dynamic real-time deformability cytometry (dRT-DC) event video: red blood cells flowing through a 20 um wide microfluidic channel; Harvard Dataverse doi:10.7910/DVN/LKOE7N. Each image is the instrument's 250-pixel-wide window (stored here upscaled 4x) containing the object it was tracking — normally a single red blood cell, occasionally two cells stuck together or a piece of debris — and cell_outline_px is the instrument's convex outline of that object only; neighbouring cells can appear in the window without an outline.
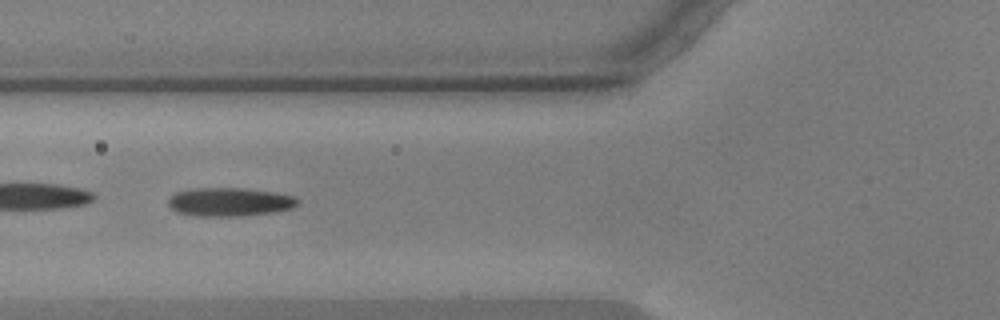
{"species": "common noctule bat (a hibernating species)", "species_latin": "Nyctalus noctula", "temperature_condition": "warm", "stored_images_in_passage": 54, "camera_frame_rate_fps": 3000, "um_per_image_px": 0.085, "animal": {"sex": "male", "body_mass_g": 17.9, "forearm_length_mm": 54.2}, "frame": {"image": 1, "passage_image": 19, "time_ms": 6.0, "image_size_px": [1000, 320], "cell_outline_px": [[300, 204], [292, 208], [272, 212], [240, 216], [192, 216], [176, 212], [168, 204], [168, 200], [176, 192], [196, 188], [244, 188], [276, 192], [292, 196], [300, 200]], "centroid_in_image_um": [19.53, 17.17], "position_along_channel_um": 106.3, "area_um2": 21.62}}
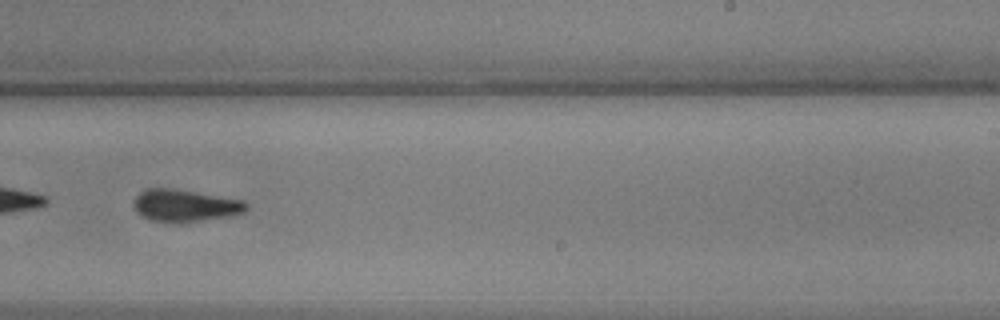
{"frame": {"image": 2, "passage_image": 33, "time_ms": 10.667, "image_size_px": [1000, 320], "cell_outline_px": [[248, 208], [244, 212], [228, 216], [200, 220], [148, 220], [140, 216], [136, 212], [132, 204], [136, 196], [144, 188], [176, 188], [244, 200], [248, 204]], "centroid_in_image_um": [15.7, 17.42], "position_along_channel_um": 273.3, "area_um2": 20.87}}
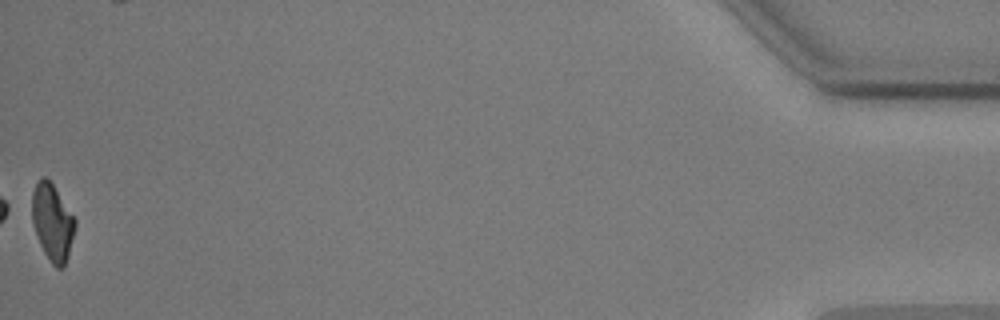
{"frame": {"image": 3, "passage_image": 54, "time_ms": 17.667, "image_size_px": [1000, 320], "cell_outline_px": [[76, 228], [68, 256], [64, 268], [56, 268], [52, 264], [44, 252], [40, 244], [32, 224], [32, 192], [36, 180], [40, 176], [44, 176], [52, 184], [76, 220]], "centroid_in_image_um": [4.45, 18.9], "position_along_channel_um": 430.8, "area_um2": 19.31}, "authors_computed_cell_mechanics": {"area_um2": 21.5305, "velocity_mm_per_s": 3.5786, "shape_relaxation_time_tau1_ms": 9.7009, "shape_relaxation_time_tau2_ms": 3.4923, "deformation_change_tau1": 0.2032, "deformation_change_tau2": 0.0935}}